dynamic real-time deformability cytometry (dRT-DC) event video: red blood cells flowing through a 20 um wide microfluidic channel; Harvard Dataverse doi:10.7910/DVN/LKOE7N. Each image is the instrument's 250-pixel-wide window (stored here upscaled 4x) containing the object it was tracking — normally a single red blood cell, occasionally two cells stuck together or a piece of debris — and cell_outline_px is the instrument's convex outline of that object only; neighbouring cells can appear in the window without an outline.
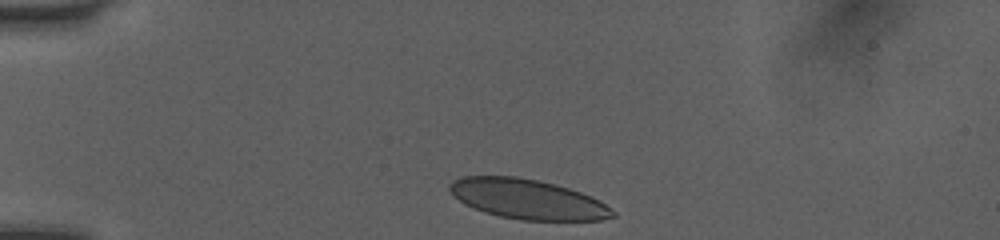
{"species": "human", "species_latin": "Homo sapiens", "temperature_condition": "room temperature", "stored_images_in_passage": 33, "camera_frame_rate_fps": 3000, "um_per_image_px": 0.085, "donor": {"sex": "female"}, "frame": {"image": 1, "passage_image": 1, "time_ms": 0.0, "image_size_px": [1000, 240], "cell_outline_px": [[616, 216], [600, 220], [520, 220], [500, 216], [484, 212], [472, 208], [464, 204], [448, 188], [448, 184], [452, 180], [460, 176], [516, 176], [536, 180], [568, 188], [592, 196], [600, 200], [616, 212]], "centroid_in_image_um": [44.84, 16.93], "position_along_channel_um": 40.2, "area_um2": 37.8}}
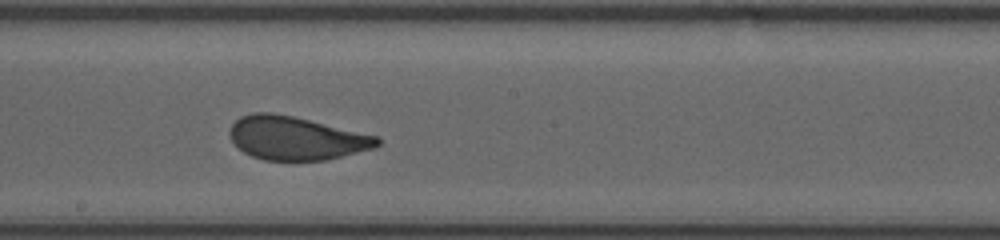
{"frame": {"image": 2, "passage_image": 18, "time_ms": 5.667, "image_size_px": [1000, 240], "cell_outline_px": [[380, 144], [376, 148], [328, 160], [264, 160], [252, 156], [244, 152], [232, 140], [228, 132], [232, 124], [240, 116], [252, 112], [272, 112], [292, 116], [380, 136]], "centroid_in_image_um": [25.2, 11.74], "position_along_channel_um": 223.0, "area_um2": 37.51}}
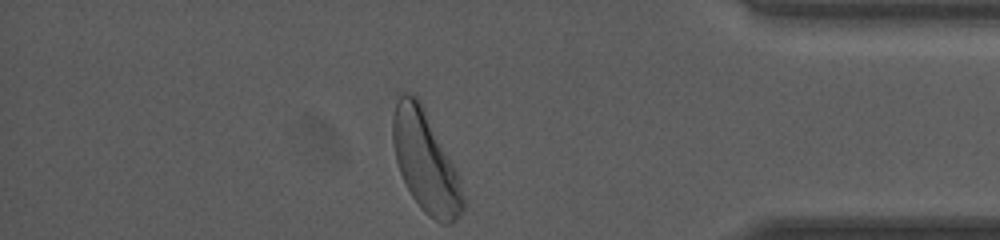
{"frame": {"image": 3, "passage_image": 33, "time_ms": 10.667, "image_size_px": [1000, 240], "cell_outline_px": [[464, 212], [452, 224], [440, 224], [428, 216], [420, 208], [412, 196], [400, 172], [396, 160], [392, 140], [392, 116], [396, 100], [400, 92], [412, 92], [420, 100], [456, 168], [464, 196]], "centroid_in_image_um": [36.16, 13.74], "position_along_channel_um": 399.0, "area_um2": 41.62}, "authors_computed_cell_mechanics": {"area_um2": 37.9168, "velocity_mm_per_s": 4.0319, "shape_relaxation_time_tau1_ms": 4.1837, "shape_relaxation_time_tau2_ms": null, "deformation_change_tau1": 0.1467, "deformation_change_tau2": null}}